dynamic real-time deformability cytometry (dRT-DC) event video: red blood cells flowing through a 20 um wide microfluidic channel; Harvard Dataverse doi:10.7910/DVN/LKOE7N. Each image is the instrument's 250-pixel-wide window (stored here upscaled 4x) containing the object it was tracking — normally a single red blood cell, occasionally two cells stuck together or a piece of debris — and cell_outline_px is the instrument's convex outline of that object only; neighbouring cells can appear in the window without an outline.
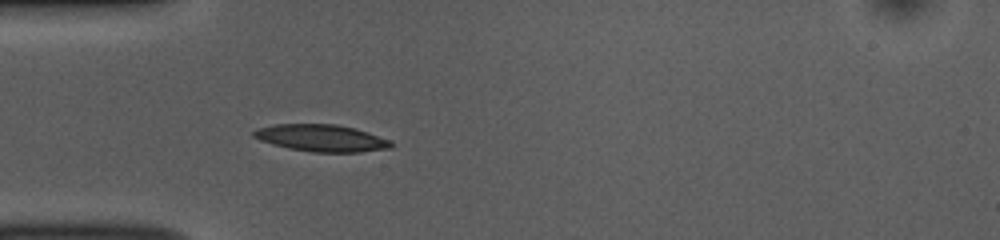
{"species": "common noctule bat (a hibernating species)", "species_latin": "Nyctalus noctula", "temperature_condition": "room temperature", "stored_images_in_passage": 40, "camera_frame_rate_fps": 3000, "um_per_image_px": 0.085, "animal": {"sex": "female", "body_mass_g": 10.0, "forearm_length_mm": 53.1}, "frame": {"image": 1, "passage_image": 5, "time_ms": 1.333, "image_size_px": [1000, 240], "cell_outline_px": [[392, 148], [360, 152], [312, 152], [288, 148], [272, 144], [260, 140], [252, 136], [252, 132], [256, 128], [276, 124], [336, 124], [356, 128], [392, 140]], "centroid_in_image_um": [27.33, 11.73], "position_along_channel_um": 57.7, "area_um2": 21.79}}
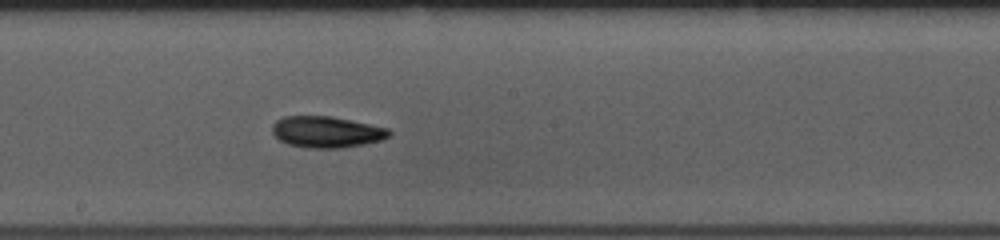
{"frame": {"image": 2, "passage_image": 18, "time_ms": 5.667, "image_size_px": [1000, 240], "cell_outline_px": [[392, 132], [384, 140], [364, 144], [340, 148], [308, 148], [288, 144], [280, 140], [272, 132], [272, 124], [276, 120], [284, 116], [332, 116], [388, 128]], "centroid_in_image_um": [27.76, 11.21], "position_along_channel_um": 220.4, "area_um2": 21.39}}
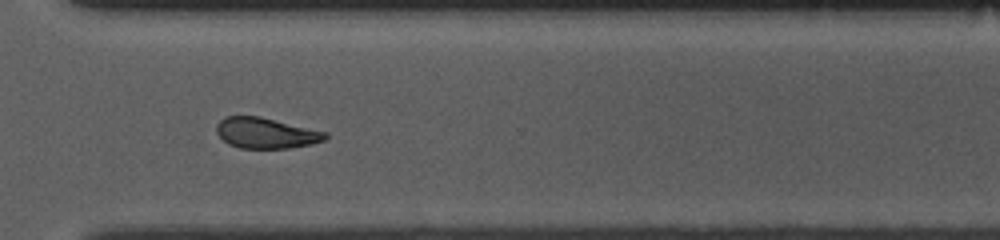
{"frame": {"image": 3, "passage_image": 28, "time_ms": 9.0, "image_size_px": [1000, 240], "cell_outline_px": [[328, 136], [324, 140], [312, 144], [288, 148], [240, 148], [228, 144], [216, 132], [216, 124], [224, 116], [260, 116], [328, 132]], "centroid_in_image_um": [22.6, 11.3], "position_along_channel_um": 348.0, "area_um2": 19.54}, "authors_computed_cell_mechanics": {"area_um2": 20.6057, "velocity_mm_per_s": 3.8308, "shape_relaxation_time_tau1_ms": 5.4774, "shape_relaxation_time_tau2_ms": null, "deformation_change_tau1": 0.1393, "deformation_change_tau2": null}}